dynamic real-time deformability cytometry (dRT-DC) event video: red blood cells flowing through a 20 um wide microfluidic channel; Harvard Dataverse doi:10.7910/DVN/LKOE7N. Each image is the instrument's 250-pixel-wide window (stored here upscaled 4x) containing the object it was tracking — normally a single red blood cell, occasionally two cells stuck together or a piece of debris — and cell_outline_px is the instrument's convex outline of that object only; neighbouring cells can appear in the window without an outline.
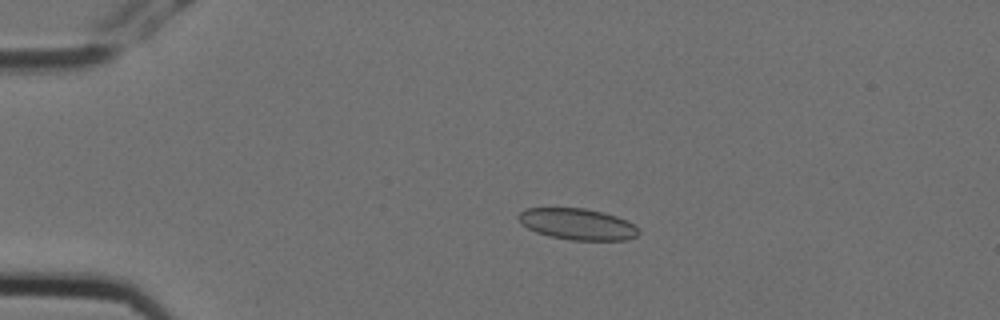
{"species": "Egyptian fruit bat (a non-hibernating species)", "species_latin": "Rousettus aegyptiacus", "temperature_condition": "cold", "stored_images_in_passage": 14, "camera_frame_rate_fps": 3000, "um_per_image_px": 0.085, "animal": {"sex": "female"}, "frame": {"image": 1, "passage_image": 4, "time_ms": 1.0, "image_size_px": [1000, 320], "cell_outline_px": [[640, 232], [636, 236], [628, 240], [568, 240], [536, 232], [520, 224], [516, 216], [520, 212], [528, 208], [584, 208], [604, 212], [628, 220]], "centroid_in_image_um": [49.07, 19.05], "position_along_channel_um": 35.9, "area_um2": 21.96}}
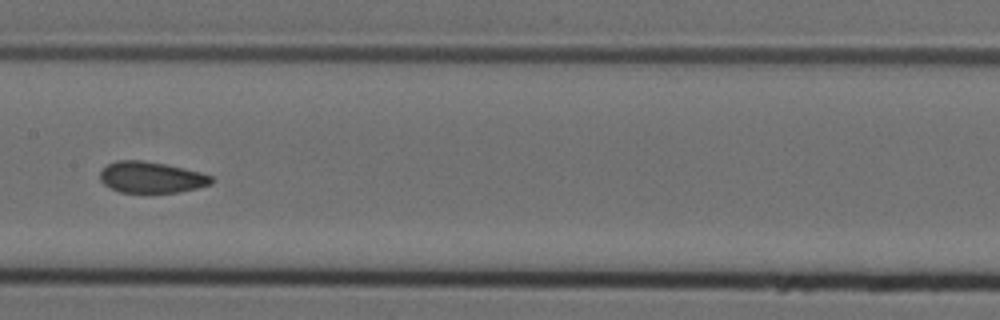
{"frame": {"image": 2, "passage_image": 8, "time_ms": 2.333, "image_size_px": [1000, 320], "cell_outline_px": [[216, 180], [212, 184], [180, 192], [120, 192], [104, 184], [100, 180], [100, 172], [108, 164], [116, 160], [140, 160], [164, 164], [184, 168], [200, 172], [212, 176]], "centroid_in_image_um": [12.89, 15.07], "position_along_channel_um": 194.5, "area_um2": 20.17}}
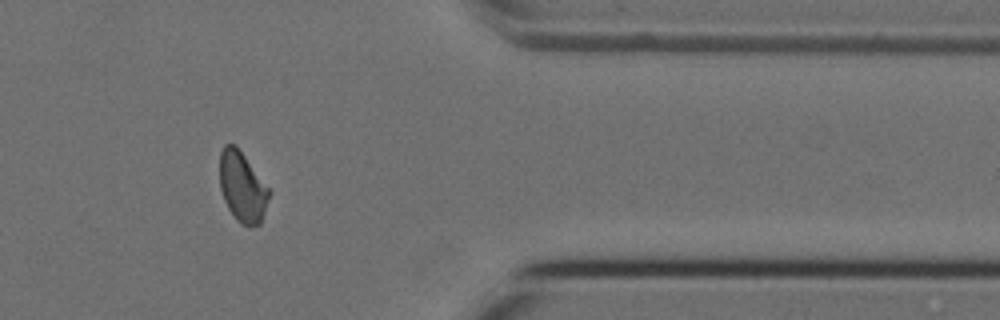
{"frame": {"image": 3, "passage_image": 13, "time_ms": 4.0, "image_size_px": [1000, 320], "cell_outline_px": [[272, 192], [260, 224], [248, 228], [240, 224], [236, 220], [228, 208], [224, 200], [220, 188], [220, 152], [224, 144], [236, 144]], "centroid_in_image_um": [20.61, 15.91], "position_along_channel_um": 390.8, "area_um2": 20.52}}